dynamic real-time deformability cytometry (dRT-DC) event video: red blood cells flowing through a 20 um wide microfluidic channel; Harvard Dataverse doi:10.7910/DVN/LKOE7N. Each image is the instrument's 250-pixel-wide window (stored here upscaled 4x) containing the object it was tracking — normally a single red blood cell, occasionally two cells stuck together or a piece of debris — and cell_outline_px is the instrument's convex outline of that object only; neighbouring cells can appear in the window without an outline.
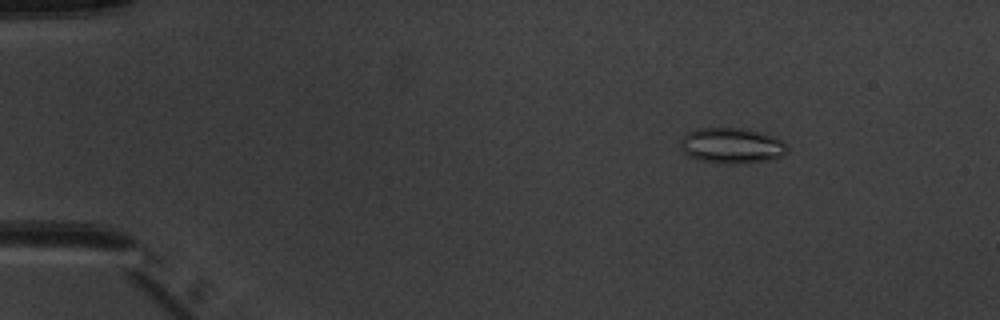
{"species": "common noctule bat (a hibernating species)", "species_latin": "Nyctalus noctula", "temperature_condition": "warm", "stored_images_in_passage": 6, "camera_frame_rate_fps": 3000, "um_per_image_px": 0.085, "animal": {"sex": "male", "body_mass_g": 20.1, "forearm_length_mm": 53.5}, "frame": {"image": 1, "passage_image": 3, "time_ms": 2.333, "image_size_px": [1000, 320], "cell_outline_px": [[788, 152], [776, 160], [748, 164], [724, 164], [700, 160], [688, 156], [680, 148], [680, 140], [688, 132], [696, 128], [748, 128], [784, 140], [788, 144]], "centroid_in_image_um": [62.26, 12.4], "position_along_channel_um": 22.7, "area_um2": 22.89}}
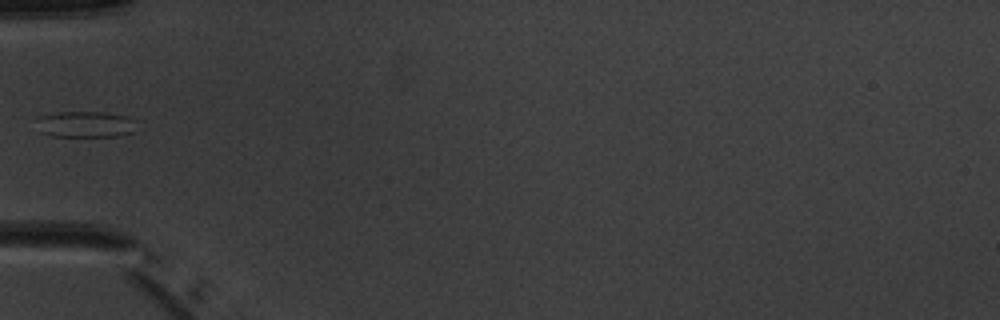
{"frame": {"image": 2, "passage_image": 6, "time_ms": 6.0, "image_size_px": [1000, 320], "cell_outline_px": [[136, 120], [132, 132], [120, 136], [52, 136], [40, 132], [36, 116], [60, 112], [100, 112], [124, 116]], "centroid_in_image_um": [7.22, 10.57], "position_along_channel_um": 77.8, "area_um2": 15.14}}